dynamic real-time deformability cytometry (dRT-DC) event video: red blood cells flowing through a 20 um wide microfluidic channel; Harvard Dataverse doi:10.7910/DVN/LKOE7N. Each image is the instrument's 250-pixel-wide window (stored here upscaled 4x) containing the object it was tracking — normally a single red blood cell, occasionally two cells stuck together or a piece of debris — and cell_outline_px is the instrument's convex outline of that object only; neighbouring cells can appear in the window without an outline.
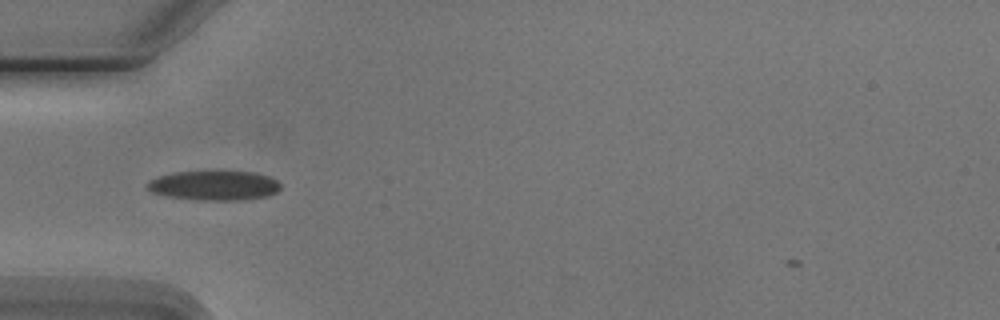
{"species": "Egyptian fruit bat (a non-hibernating species)", "species_latin": "Rousettus aegyptiacus", "temperature_condition": "cold", "stored_images_in_passage": 3, "camera_frame_rate_fps": 3000, "um_per_image_px": 0.085, "animal": {"sex": "male"}, "frame": {"image": 1, "passage_image": 2, "time_ms": 1.0, "image_size_px": [1000, 320], "cell_outline_px": [[280, 188], [276, 192], [268, 196], [244, 200], [200, 200], [168, 196], [152, 192], [144, 184], [148, 180], [160, 176], [176, 172], [256, 172], [268, 176], [276, 180], [280, 184]], "centroid_in_image_um": [18.21, 15.77], "position_along_channel_um": 66.8, "area_um2": 22.83}}
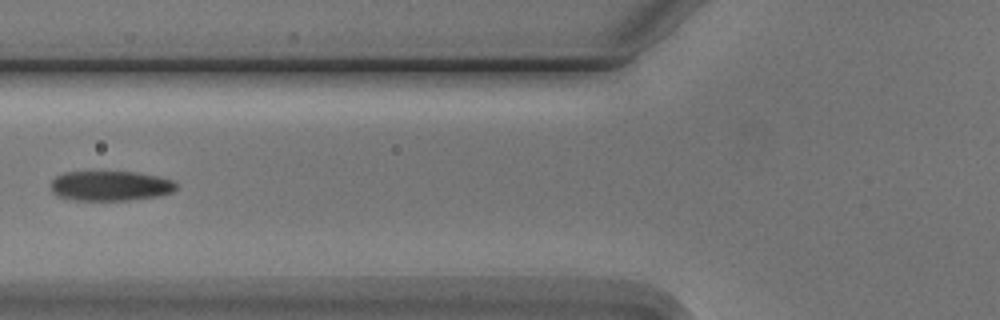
{"frame": {"image": 2, "passage_image": 3, "time_ms": 2.333, "image_size_px": [1000, 320], "cell_outline_px": [[176, 188], [172, 192], [160, 196], [128, 200], [76, 200], [56, 196], [52, 192], [52, 180], [56, 176], [64, 172], [136, 172], [156, 176], [172, 180], [176, 184]], "centroid_in_image_um": [9.37, 15.8], "position_along_channel_um": 116.4, "area_um2": 21.79}}